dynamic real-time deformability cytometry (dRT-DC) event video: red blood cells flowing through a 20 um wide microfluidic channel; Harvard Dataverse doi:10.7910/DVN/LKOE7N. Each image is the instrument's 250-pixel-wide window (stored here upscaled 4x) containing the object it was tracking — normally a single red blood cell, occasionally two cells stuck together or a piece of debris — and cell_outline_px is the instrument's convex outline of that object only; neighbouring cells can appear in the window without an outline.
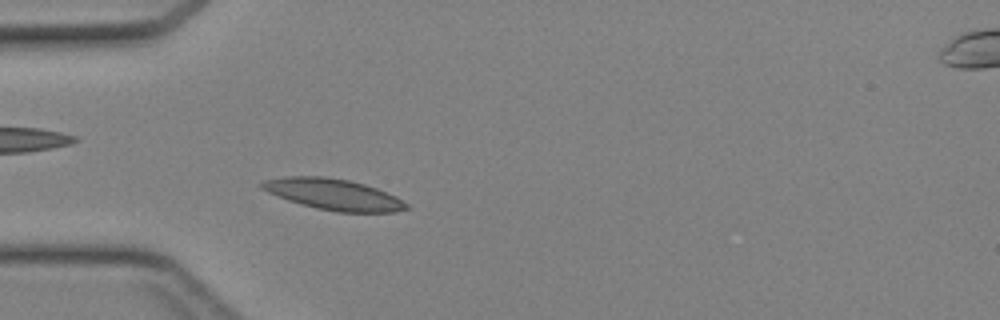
{"species": "Egyptian fruit bat (a non-hibernating species)", "species_latin": "Rousettus aegyptiacus", "temperature_condition": "cold", "stored_images_in_passage": 33, "camera_frame_rate_fps": 3000, "um_per_image_px": 0.085, "animal": {"sex": "female"}, "frame": {"image": 1, "passage_image": 1, "time_ms": 0.0, "image_size_px": [1000, 320], "cell_outline_px": [[408, 208], [396, 212], [336, 212], [316, 208], [300, 204], [288, 200], [268, 192], [260, 188], [260, 184], [264, 180], [284, 176], [324, 176], [348, 180], [364, 184], [376, 188], [396, 196], [408, 204]], "centroid_in_image_um": [28.33, 16.52], "position_along_channel_um": 56.7, "area_um2": 26.13}}
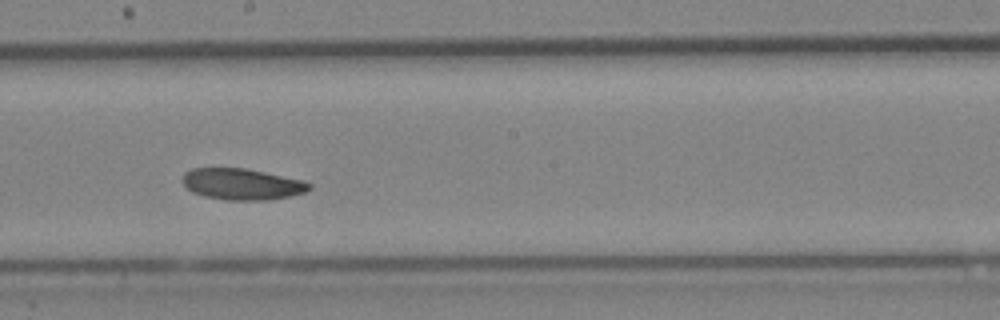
{"frame": {"image": 2, "passage_image": 13, "time_ms": 4.0, "image_size_px": [1000, 320], "cell_outline_px": [[312, 188], [304, 192], [288, 196], [268, 200], [228, 200], [204, 196], [192, 192], [180, 180], [180, 176], [184, 172], [192, 168], [244, 168], [304, 180], [312, 184]], "centroid_in_image_um": [20.54, 15.64], "position_along_channel_um": 227.7, "area_um2": 23.18}}
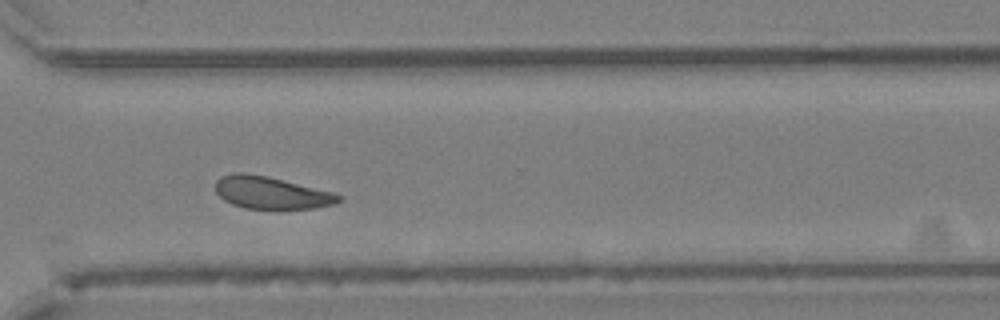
{"frame": {"image": 3, "passage_image": 21, "time_ms": 6.667, "image_size_px": [1000, 320], "cell_outline_px": [[344, 200], [336, 204], [316, 208], [244, 208], [232, 204], [224, 200], [216, 192], [216, 180], [220, 176], [236, 172], [240, 172], [268, 176], [332, 192], [344, 196]], "centroid_in_image_um": [23.08, 16.38], "position_along_channel_um": 347.5, "area_um2": 23.18}}